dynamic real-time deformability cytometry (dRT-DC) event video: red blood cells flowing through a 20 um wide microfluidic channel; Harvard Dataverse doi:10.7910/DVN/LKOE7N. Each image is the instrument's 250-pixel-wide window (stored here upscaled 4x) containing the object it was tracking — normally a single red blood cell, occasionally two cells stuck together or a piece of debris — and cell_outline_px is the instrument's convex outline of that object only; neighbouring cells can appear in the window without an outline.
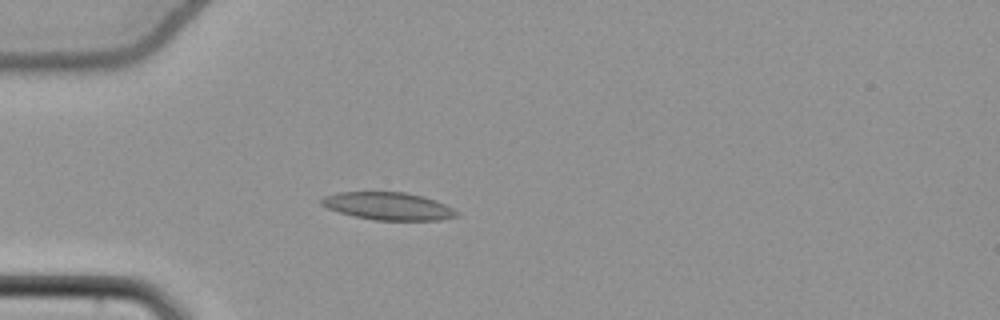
{"species": "common noctule bat (a hibernating species)", "species_latin": "Nyctalus noctula", "temperature_condition": "cold", "stored_images_in_passage": 40, "camera_frame_rate_fps": 3000, "um_per_image_px": 0.085, "animal": {"sex": "female", "body_mass_g": 22.7, "forearm_length_mm": 54.2}, "frame": {"image": 1, "passage_image": 7, "time_ms": 2.0, "image_size_px": [1000, 320], "cell_outline_px": [[460, 216], [440, 220], [376, 220], [352, 216], [328, 208], [320, 204], [320, 200], [324, 196], [336, 192], [404, 192], [424, 196], [436, 200], [460, 212]], "centroid_in_image_um": [33.02, 17.52], "position_along_channel_um": 52.0, "area_um2": 21.91}}
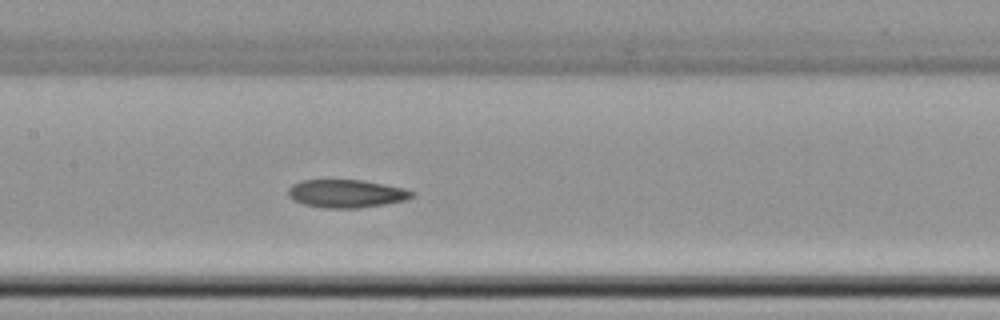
{"frame": {"image": 2, "passage_image": 18, "time_ms": 5.667, "image_size_px": [1000, 320], "cell_outline_px": [[416, 192], [412, 196], [404, 200], [384, 204], [360, 208], [324, 208], [304, 204], [292, 200], [288, 196], [288, 188], [292, 184], [300, 180], [364, 180], [404, 188]], "centroid_in_image_um": [29.4, 16.45], "position_along_channel_um": 178.0, "area_um2": 20.29}}
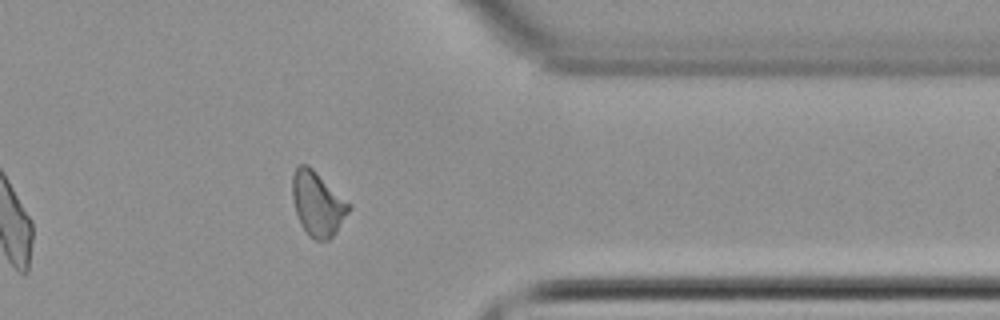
{"frame": {"image": 3, "passage_image": 35, "time_ms": 11.333, "image_size_px": [1000, 320], "cell_outline_px": [[352, 208], [336, 232], [328, 240], [316, 240], [308, 236], [300, 224], [292, 200], [292, 176], [296, 168], [300, 164], [308, 164], [352, 204]], "centroid_in_image_um": [27.01, 17.31], "position_along_channel_um": 384.4, "area_um2": 21.44}}